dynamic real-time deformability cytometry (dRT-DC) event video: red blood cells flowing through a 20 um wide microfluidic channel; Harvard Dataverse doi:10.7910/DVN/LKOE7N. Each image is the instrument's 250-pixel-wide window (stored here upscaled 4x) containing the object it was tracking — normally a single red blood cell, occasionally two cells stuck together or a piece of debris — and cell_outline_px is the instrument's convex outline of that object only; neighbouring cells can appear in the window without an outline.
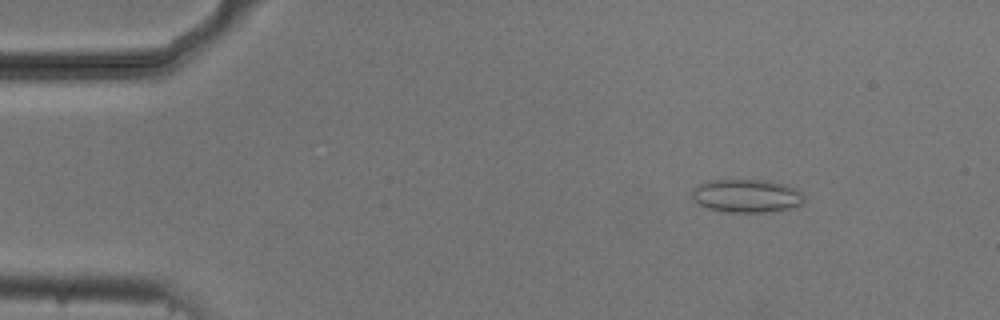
{"species": "common noctule bat (a hibernating species)", "species_latin": "Nyctalus noctula", "temperature_condition": "cold", "stored_images_in_passage": 49, "camera_frame_rate_fps": 3000, "um_per_image_px": 0.085, "animal": {"sex": "male", "body_mass_g": 20.5, "forearm_length_mm": 52.5}, "frame": {"image": 1, "passage_image": 2, "time_ms": 0.333, "image_size_px": [1000, 320], "cell_outline_px": [[804, 200], [800, 204], [792, 208], [772, 212], [724, 212], [708, 208], [692, 200], [692, 192], [700, 184], [708, 180], [768, 180], [788, 184], [800, 188], [804, 192]], "centroid_in_image_um": [63.54, 16.64], "position_along_channel_um": 21.5, "area_um2": 22.14}}
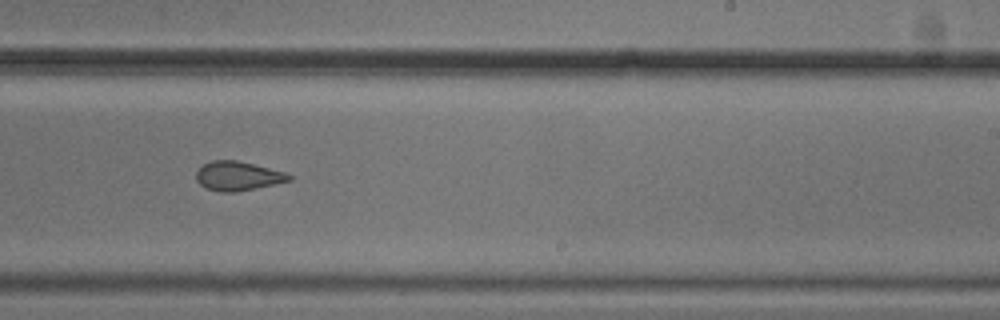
{"frame": {"image": 2, "passage_image": 28, "time_ms": 9.0, "image_size_px": [1000, 320], "cell_outline_px": [[292, 180], [256, 188], [236, 192], [220, 192], [204, 188], [196, 180], [196, 172], [200, 164], [212, 160], [236, 160], [284, 172], [292, 176]], "centroid_in_image_um": [20.15, 14.96], "position_along_channel_um": 268.8, "area_um2": 15.84}}
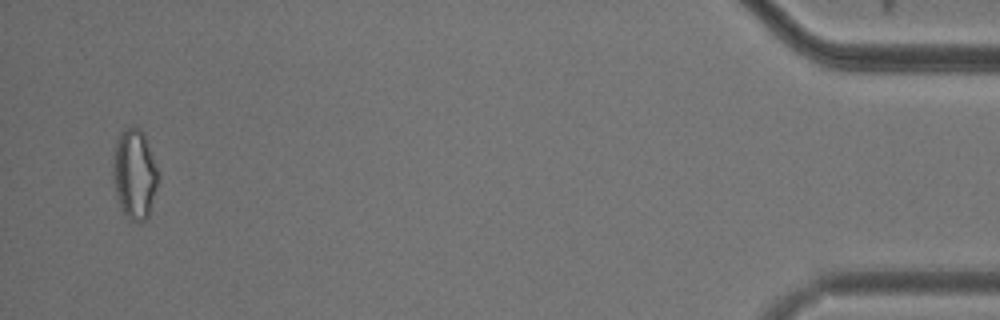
{"frame": {"image": 3, "passage_image": 47, "time_ms": 15.333, "image_size_px": [1000, 320], "cell_outline_px": [[156, 188], [148, 220], [128, 220], [120, 204], [116, 192], [112, 176], [112, 164], [116, 140], [120, 132], [132, 124], [140, 128], [144, 132], [156, 168]], "centroid_in_image_um": [11.4, 14.75], "position_along_channel_um": 423.8, "area_um2": 23.41}, "authors_computed_cell_mechanics": {"area_um2": 17.6868, "velocity_mm_per_s": 3.742, "shape_relaxation_time_tau1_ms": 6.4601, "shape_relaxation_time_tau2_ms": 1.2612, "deformation_change_tau1": 0.1469, "deformation_change_tau2": 0.0735}}